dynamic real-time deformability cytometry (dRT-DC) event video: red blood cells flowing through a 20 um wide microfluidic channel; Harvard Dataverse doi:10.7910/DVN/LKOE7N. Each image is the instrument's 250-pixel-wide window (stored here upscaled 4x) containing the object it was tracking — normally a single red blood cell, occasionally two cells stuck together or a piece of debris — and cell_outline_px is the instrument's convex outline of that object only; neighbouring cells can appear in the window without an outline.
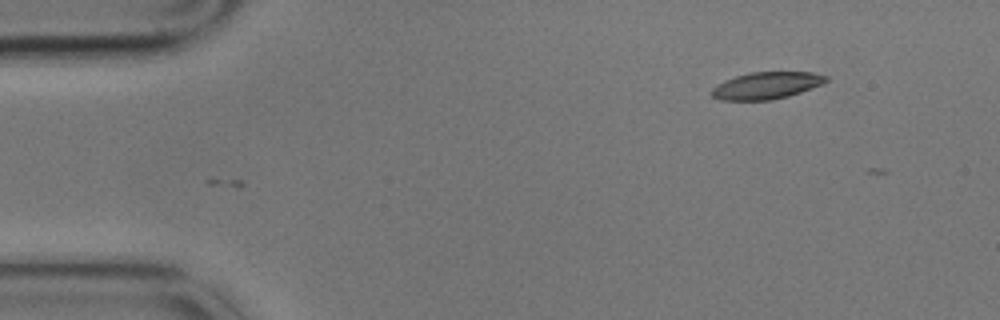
{"species": "common noctule bat (a hibernating species)", "species_latin": "Nyctalus noctula", "temperature_condition": "cold", "stored_images_in_passage": 3, "camera_frame_rate_fps": 3000, "um_per_image_px": 0.085, "animal": {"sex": "male", "body_mass_g": 17.9}, "frame": {"image": 1, "passage_image": 3, "time_ms": 0.667, "image_size_px": [1000, 320], "cell_outline_px": [[828, 80], [820, 84], [800, 92], [788, 96], [772, 100], [720, 100], [712, 96], [712, 88], [724, 80], [748, 72], [812, 72], [828, 76]], "centroid_in_image_um": [65.13, 7.26], "position_along_channel_um": 19.9, "area_um2": 17.86}}